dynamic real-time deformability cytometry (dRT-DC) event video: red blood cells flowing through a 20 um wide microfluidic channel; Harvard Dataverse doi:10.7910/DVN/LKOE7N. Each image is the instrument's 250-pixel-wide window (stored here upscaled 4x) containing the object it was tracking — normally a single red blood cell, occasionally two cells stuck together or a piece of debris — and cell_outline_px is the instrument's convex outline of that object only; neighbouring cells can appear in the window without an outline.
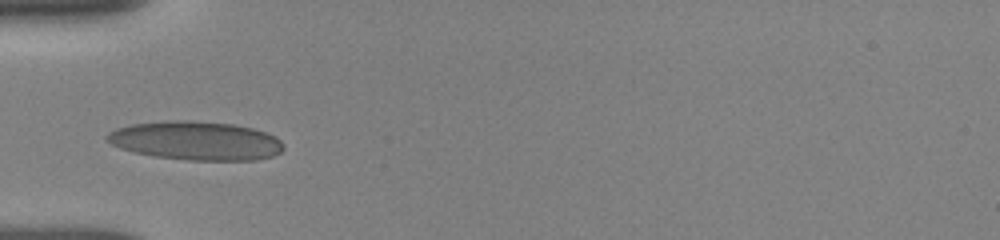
{"species": "human", "species_latin": "Homo sapiens", "temperature_condition": "room temperature", "stored_images_in_passage": 7, "camera_frame_rate_fps": 3000, "um_per_image_px": 0.085, "donor": {"sex": "female"}, "frame": {"image": 1, "passage_image": 1, "time_ms": 0.0, "image_size_px": [1000, 240], "cell_outline_px": [[284, 148], [280, 152], [272, 156], [256, 160], [188, 160], [156, 156], [136, 152], [120, 148], [112, 144], [104, 136], [108, 132], [116, 128], [132, 124], [164, 120], [192, 120], [232, 124], [252, 128], [268, 132], [276, 136], [284, 144]], "centroid_in_image_um": [16.67, 11.95], "position_along_channel_um": 68.3, "area_um2": 40.0}}
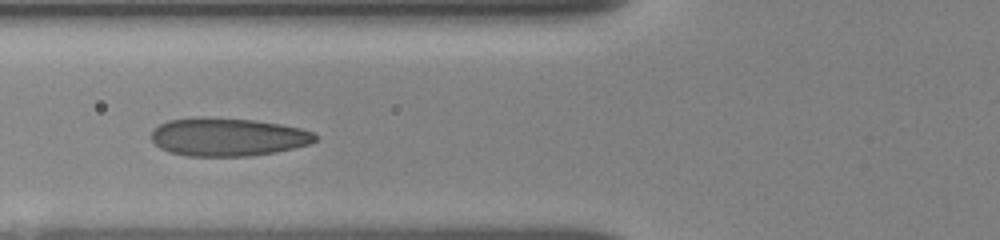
{"frame": {"image": 2, "passage_image": 6, "time_ms": 1.0, "image_size_px": [1000, 240], "cell_outline_px": [[316, 140], [312, 144], [276, 152], [252, 156], [188, 156], [172, 152], [160, 148], [152, 140], [152, 128], [168, 120], [256, 120], [280, 124], [300, 128], [312, 132], [316, 136]], "centroid_in_image_um": [19.42, 11.69], "position_along_channel_um": 106.4, "area_um2": 35.43}}